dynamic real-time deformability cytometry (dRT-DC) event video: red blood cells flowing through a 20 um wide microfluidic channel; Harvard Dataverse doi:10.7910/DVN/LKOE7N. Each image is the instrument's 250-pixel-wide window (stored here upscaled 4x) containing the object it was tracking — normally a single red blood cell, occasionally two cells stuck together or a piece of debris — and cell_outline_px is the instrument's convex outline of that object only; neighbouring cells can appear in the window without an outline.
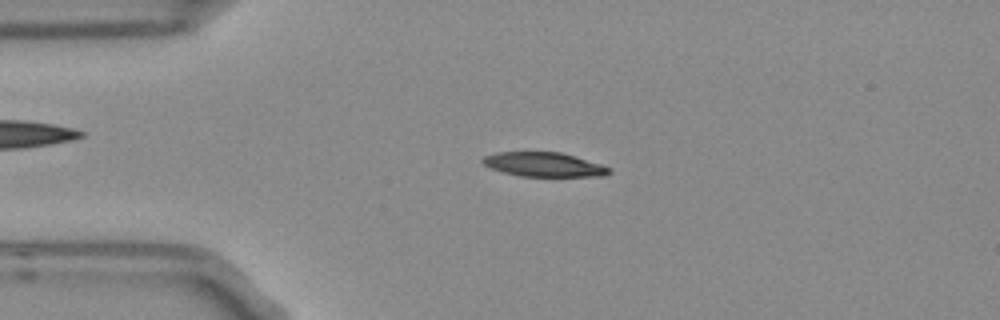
{"species": "Egyptian fruit bat (a non-hibernating species)", "species_latin": "Rousettus aegyptiacus", "temperature_condition": "room temperature", "stored_images_in_passage": 7, "camera_frame_rate_fps": 3000, "um_per_image_px": 0.085, "frame": {"image": 1, "passage_image": 3, "time_ms": 0.667, "image_size_px": [1000, 320], "cell_outline_px": [[612, 172], [604, 176], [520, 176], [504, 172], [492, 168], [484, 164], [480, 160], [484, 156], [496, 152], [560, 152], [600, 164], [612, 168]], "centroid_in_image_um": [46.24, 13.98], "position_along_channel_um": 38.8, "area_um2": 17.74}}
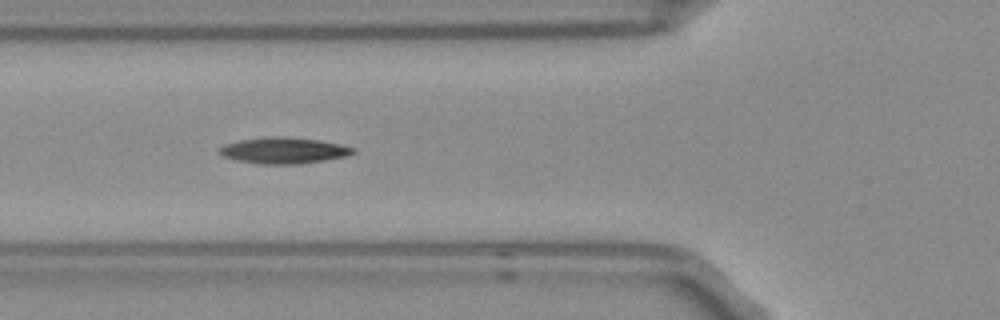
{"frame": {"image": 2, "passage_image": 5, "time_ms": 1.333, "image_size_px": [1000, 320], "cell_outline_px": [[356, 152], [344, 156], [324, 160], [296, 164], [264, 164], [236, 160], [224, 156], [216, 152], [224, 144], [240, 140], [276, 136], [284, 136], [320, 140], [340, 144], [356, 148]], "centroid_in_image_um": [24.11, 12.78], "position_along_channel_um": 101.7, "area_um2": 20.23}}